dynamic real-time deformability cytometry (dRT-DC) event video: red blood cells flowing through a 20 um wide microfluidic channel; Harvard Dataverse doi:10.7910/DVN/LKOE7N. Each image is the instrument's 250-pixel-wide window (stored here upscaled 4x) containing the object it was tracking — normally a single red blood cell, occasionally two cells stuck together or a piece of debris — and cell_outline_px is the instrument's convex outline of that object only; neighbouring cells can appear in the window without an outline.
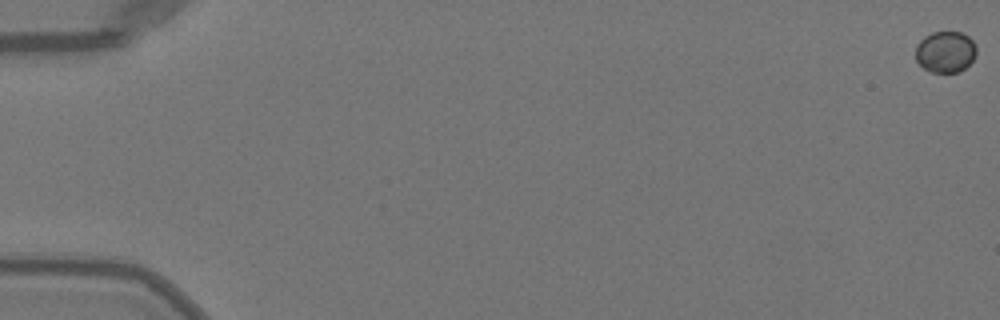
{"species": "Egyptian fruit bat (a non-hibernating species)", "species_latin": "Rousettus aegyptiacus", "temperature_condition": "warm", "stored_images_in_passage": 20, "camera_frame_rate_fps": 3000, "um_per_image_px": 0.085, "animal": {"sex": "female"}, "frame": {"image": 1, "passage_image": 1, "time_ms": 0.0, "image_size_px": [1000, 320], "cell_outline_px": [[976, 56], [960, 72], [932, 72], [924, 68], [916, 60], [916, 44], [924, 36], [932, 32], [960, 32], [968, 36], [976, 44]], "centroid_in_image_um": [80.36, 4.4], "position_along_channel_um": 4.6, "area_um2": 14.68}}